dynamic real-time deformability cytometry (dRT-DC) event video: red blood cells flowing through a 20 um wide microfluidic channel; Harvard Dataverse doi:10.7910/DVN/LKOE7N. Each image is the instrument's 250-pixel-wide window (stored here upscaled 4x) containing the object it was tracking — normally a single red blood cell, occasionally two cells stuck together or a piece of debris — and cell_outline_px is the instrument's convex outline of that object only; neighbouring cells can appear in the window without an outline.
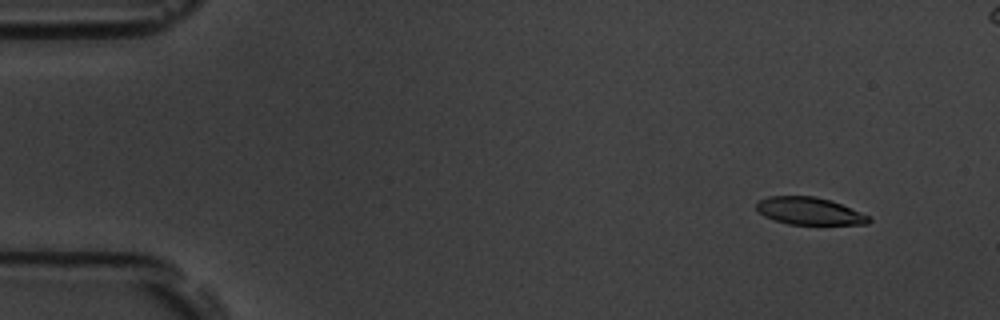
{"species": "common noctule bat (a hibernating species)", "species_latin": "Nyctalus noctula", "temperature_condition": "room temperature", "stored_images_in_passage": 57, "camera_frame_rate_fps": 3000, "um_per_image_px": 0.085, "animal": {"sex": "male", "body_mass_g": 19.5, "forearm_length_mm": 54.6}, "frame": {"image": 1, "passage_image": 5, "time_ms": 1.333, "image_size_px": [1000, 320], "cell_outline_px": [[872, 220], [868, 224], [788, 224], [764, 216], [756, 208], [756, 204], [760, 200], [768, 196], [816, 196], [832, 200], [872, 216]], "centroid_in_image_um": [68.86, 17.93], "position_along_channel_um": 16.1, "area_um2": 18.03}}
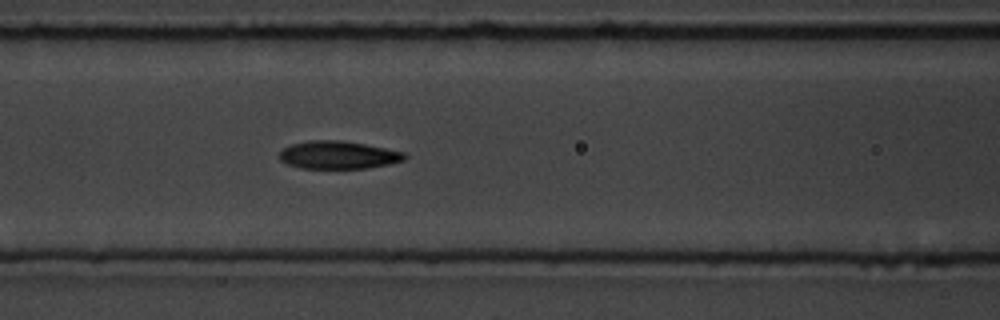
{"frame": {"image": 2, "passage_image": 24, "time_ms": 7.667, "image_size_px": [1000, 320], "cell_outline_px": [[408, 156], [404, 160], [388, 164], [368, 168], [300, 168], [288, 164], [280, 160], [280, 152], [284, 148], [292, 144], [308, 140], [340, 140], [364, 144], [404, 152]], "centroid_in_image_um": [28.75, 13.17], "position_along_channel_um": 137.9, "area_um2": 20.17}}
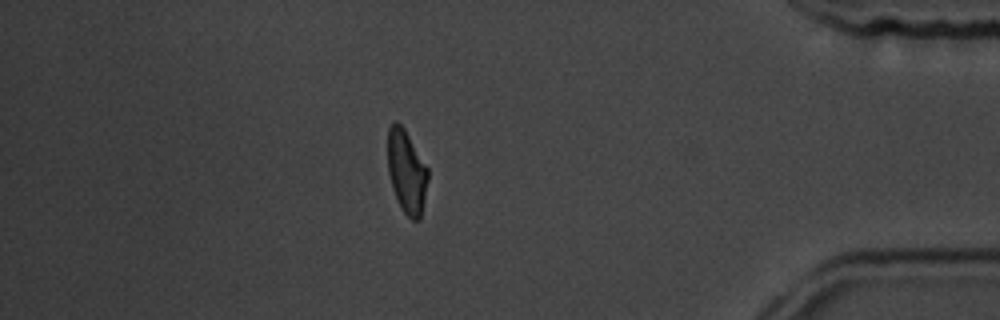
{"frame": {"image": 3, "passage_image": 49, "time_ms": 16.0, "image_size_px": [1000, 320], "cell_outline_px": [[428, 180], [420, 220], [412, 220], [404, 212], [392, 188], [388, 172], [388, 128], [392, 120], [396, 120], [404, 128], [428, 168]], "centroid_in_image_um": [34.56, 14.56], "position_along_channel_um": 400.6, "area_um2": 19.42}, "authors_computed_cell_mechanics": {"area_um2": 20.1722, "velocity_mm_per_s": 3.6302, "shape_relaxation_time_tau1_ms": 3.346, "shape_relaxation_time_tau2_ms": 1.8664, "deformation_change_tau1": 0.1676, "deformation_change_tau2": 0.0825}}